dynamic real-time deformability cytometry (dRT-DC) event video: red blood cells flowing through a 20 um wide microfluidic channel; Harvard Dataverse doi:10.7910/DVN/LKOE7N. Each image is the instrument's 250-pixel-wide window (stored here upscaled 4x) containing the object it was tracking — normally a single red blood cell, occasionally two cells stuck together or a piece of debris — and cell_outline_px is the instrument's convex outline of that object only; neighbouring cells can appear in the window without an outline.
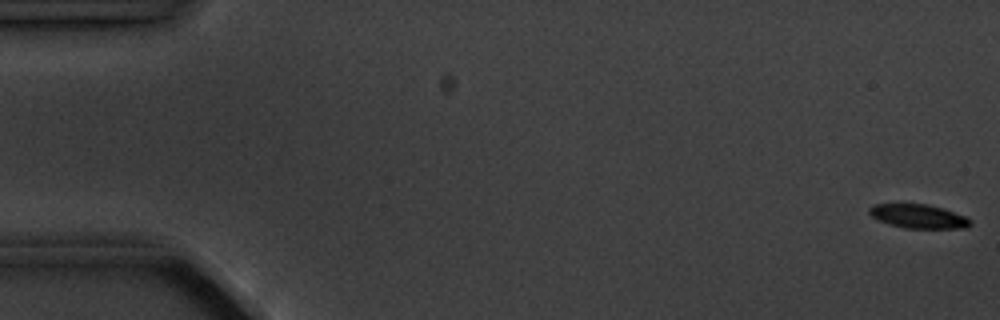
{"species": "common noctule bat (a hibernating species)", "species_latin": "Nyctalus noctula", "temperature_condition": "cold", "stored_images_in_passage": 6, "camera_frame_rate_fps": 3000, "um_per_image_px": 0.085, "animal": {"sex": "male", "body_mass_g": 20.1, "forearm_length_mm": 53.5}, "frame": {"image": 1, "passage_image": 1, "time_ms": 0.0, "image_size_px": [1000, 320], "cell_outline_px": [[972, 224], [968, 228], [904, 228], [888, 224], [872, 216], [868, 212], [868, 208], [872, 204], [928, 204], [944, 208], [964, 216], [972, 220]], "centroid_in_image_um": [78.08, 18.38], "position_along_channel_um": 6.9, "area_um2": 14.16}}